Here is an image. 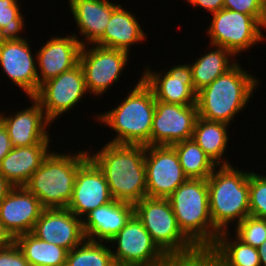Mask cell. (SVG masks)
Returning <instances> with one entry per match:
<instances>
[{
  "label": "cell",
  "mask_w": 266,
  "mask_h": 266,
  "mask_svg": "<svg viewBox=\"0 0 266 266\" xmlns=\"http://www.w3.org/2000/svg\"><path fill=\"white\" fill-rule=\"evenodd\" d=\"M113 200L102 171L88 157L78 168L72 198L67 209L83 219L84 215L86 216L95 208Z\"/></svg>",
  "instance_id": "14"
},
{
  "label": "cell",
  "mask_w": 266,
  "mask_h": 266,
  "mask_svg": "<svg viewBox=\"0 0 266 266\" xmlns=\"http://www.w3.org/2000/svg\"><path fill=\"white\" fill-rule=\"evenodd\" d=\"M0 266H31L24 258L20 248L13 242L9 247L0 249Z\"/></svg>",
  "instance_id": "35"
},
{
  "label": "cell",
  "mask_w": 266,
  "mask_h": 266,
  "mask_svg": "<svg viewBox=\"0 0 266 266\" xmlns=\"http://www.w3.org/2000/svg\"><path fill=\"white\" fill-rule=\"evenodd\" d=\"M249 211L250 216L266 219V175L253 171L249 174Z\"/></svg>",
  "instance_id": "33"
},
{
  "label": "cell",
  "mask_w": 266,
  "mask_h": 266,
  "mask_svg": "<svg viewBox=\"0 0 266 266\" xmlns=\"http://www.w3.org/2000/svg\"><path fill=\"white\" fill-rule=\"evenodd\" d=\"M137 17L119 5L108 21L103 35L94 43L97 46L130 52V47L146 39Z\"/></svg>",
  "instance_id": "24"
},
{
  "label": "cell",
  "mask_w": 266,
  "mask_h": 266,
  "mask_svg": "<svg viewBox=\"0 0 266 266\" xmlns=\"http://www.w3.org/2000/svg\"><path fill=\"white\" fill-rule=\"evenodd\" d=\"M85 76L82 66L61 73L43 83L34 98L41 104L47 119L53 124L86 95Z\"/></svg>",
  "instance_id": "11"
},
{
  "label": "cell",
  "mask_w": 266,
  "mask_h": 266,
  "mask_svg": "<svg viewBox=\"0 0 266 266\" xmlns=\"http://www.w3.org/2000/svg\"><path fill=\"white\" fill-rule=\"evenodd\" d=\"M106 242L85 239L77 247L68 251L65 266H116Z\"/></svg>",
  "instance_id": "30"
},
{
  "label": "cell",
  "mask_w": 266,
  "mask_h": 266,
  "mask_svg": "<svg viewBox=\"0 0 266 266\" xmlns=\"http://www.w3.org/2000/svg\"><path fill=\"white\" fill-rule=\"evenodd\" d=\"M93 46V47H91ZM82 46L79 64L82 66L88 94L101 96L119 81L129 61V53L92 44ZM91 47V48H90Z\"/></svg>",
  "instance_id": "10"
},
{
  "label": "cell",
  "mask_w": 266,
  "mask_h": 266,
  "mask_svg": "<svg viewBox=\"0 0 266 266\" xmlns=\"http://www.w3.org/2000/svg\"><path fill=\"white\" fill-rule=\"evenodd\" d=\"M50 141L26 147H13L0 163L2 174L13 186H24L50 153Z\"/></svg>",
  "instance_id": "23"
},
{
  "label": "cell",
  "mask_w": 266,
  "mask_h": 266,
  "mask_svg": "<svg viewBox=\"0 0 266 266\" xmlns=\"http://www.w3.org/2000/svg\"><path fill=\"white\" fill-rule=\"evenodd\" d=\"M234 228L235 236L254 248H259L266 240V219L247 216Z\"/></svg>",
  "instance_id": "32"
},
{
  "label": "cell",
  "mask_w": 266,
  "mask_h": 266,
  "mask_svg": "<svg viewBox=\"0 0 266 266\" xmlns=\"http://www.w3.org/2000/svg\"><path fill=\"white\" fill-rule=\"evenodd\" d=\"M14 187L15 186H13L2 174H0V202Z\"/></svg>",
  "instance_id": "40"
},
{
  "label": "cell",
  "mask_w": 266,
  "mask_h": 266,
  "mask_svg": "<svg viewBox=\"0 0 266 266\" xmlns=\"http://www.w3.org/2000/svg\"><path fill=\"white\" fill-rule=\"evenodd\" d=\"M239 64L197 92L198 117L230 125L235 116L247 107L260 80Z\"/></svg>",
  "instance_id": "2"
},
{
  "label": "cell",
  "mask_w": 266,
  "mask_h": 266,
  "mask_svg": "<svg viewBox=\"0 0 266 266\" xmlns=\"http://www.w3.org/2000/svg\"><path fill=\"white\" fill-rule=\"evenodd\" d=\"M249 174L228 165L215 168L207 178L210 215L219 232L228 231L233 221L237 225L250 216Z\"/></svg>",
  "instance_id": "6"
},
{
  "label": "cell",
  "mask_w": 266,
  "mask_h": 266,
  "mask_svg": "<svg viewBox=\"0 0 266 266\" xmlns=\"http://www.w3.org/2000/svg\"><path fill=\"white\" fill-rule=\"evenodd\" d=\"M32 233L39 239L68 251L86 239L82 219L67 208L43 209Z\"/></svg>",
  "instance_id": "16"
},
{
  "label": "cell",
  "mask_w": 266,
  "mask_h": 266,
  "mask_svg": "<svg viewBox=\"0 0 266 266\" xmlns=\"http://www.w3.org/2000/svg\"><path fill=\"white\" fill-rule=\"evenodd\" d=\"M31 266H65L68 250L36 237L32 232L14 239Z\"/></svg>",
  "instance_id": "28"
},
{
  "label": "cell",
  "mask_w": 266,
  "mask_h": 266,
  "mask_svg": "<svg viewBox=\"0 0 266 266\" xmlns=\"http://www.w3.org/2000/svg\"><path fill=\"white\" fill-rule=\"evenodd\" d=\"M223 8L253 15L266 27L264 0H223Z\"/></svg>",
  "instance_id": "34"
},
{
  "label": "cell",
  "mask_w": 266,
  "mask_h": 266,
  "mask_svg": "<svg viewBox=\"0 0 266 266\" xmlns=\"http://www.w3.org/2000/svg\"><path fill=\"white\" fill-rule=\"evenodd\" d=\"M155 101L152 88L141 77L118 106L94 118L115 131L109 143L150 146Z\"/></svg>",
  "instance_id": "3"
},
{
  "label": "cell",
  "mask_w": 266,
  "mask_h": 266,
  "mask_svg": "<svg viewBox=\"0 0 266 266\" xmlns=\"http://www.w3.org/2000/svg\"><path fill=\"white\" fill-rule=\"evenodd\" d=\"M212 15L211 25L207 29L210 45L223 47L237 56L265 40L261 29L266 27L253 15L225 8Z\"/></svg>",
  "instance_id": "9"
},
{
  "label": "cell",
  "mask_w": 266,
  "mask_h": 266,
  "mask_svg": "<svg viewBox=\"0 0 266 266\" xmlns=\"http://www.w3.org/2000/svg\"><path fill=\"white\" fill-rule=\"evenodd\" d=\"M71 154L50 151L24 185L44 209L67 208L72 198L78 168L89 154L87 150Z\"/></svg>",
  "instance_id": "5"
},
{
  "label": "cell",
  "mask_w": 266,
  "mask_h": 266,
  "mask_svg": "<svg viewBox=\"0 0 266 266\" xmlns=\"http://www.w3.org/2000/svg\"><path fill=\"white\" fill-rule=\"evenodd\" d=\"M13 146L9 138L7 129L0 120V163L3 158L12 150Z\"/></svg>",
  "instance_id": "38"
},
{
  "label": "cell",
  "mask_w": 266,
  "mask_h": 266,
  "mask_svg": "<svg viewBox=\"0 0 266 266\" xmlns=\"http://www.w3.org/2000/svg\"><path fill=\"white\" fill-rule=\"evenodd\" d=\"M82 45L76 33L53 36L37 52L38 90L46 81L73 69L79 64Z\"/></svg>",
  "instance_id": "19"
},
{
  "label": "cell",
  "mask_w": 266,
  "mask_h": 266,
  "mask_svg": "<svg viewBox=\"0 0 266 266\" xmlns=\"http://www.w3.org/2000/svg\"><path fill=\"white\" fill-rule=\"evenodd\" d=\"M44 208L24 186L14 187L0 202V220L13 239L33 231Z\"/></svg>",
  "instance_id": "18"
},
{
  "label": "cell",
  "mask_w": 266,
  "mask_h": 266,
  "mask_svg": "<svg viewBox=\"0 0 266 266\" xmlns=\"http://www.w3.org/2000/svg\"><path fill=\"white\" fill-rule=\"evenodd\" d=\"M32 55L26 38L4 41L0 45V66L4 74L25 92L28 99L38 92L37 55Z\"/></svg>",
  "instance_id": "15"
},
{
  "label": "cell",
  "mask_w": 266,
  "mask_h": 266,
  "mask_svg": "<svg viewBox=\"0 0 266 266\" xmlns=\"http://www.w3.org/2000/svg\"><path fill=\"white\" fill-rule=\"evenodd\" d=\"M133 214V204L116 200L95 208L82 219L85 238L107 243L126 225Z\"/></svg>",
  "instance_id": "21"
},
{
  "label": "cell",
  "mask_w": 266,
  "mask_h": 266,
  "mask_svg": "<svg viewBox=\"0 0 266 266\" xmlns=\"http://www.w3.org/2000/svg\"><path fill=\"white\" fill-rule=\"evenodd\" d=\"M171 146L175 149L187 178L207 179L217 168L193 139L180 141Z\"/></svg>",
  "instance_id": "29"
},
{
  "label": "cell",
  "mask_w": 266,
  "mask_h": 266,
  "mask_svg": "<svg viewBox=\"0 0 266 266\" xmlns=\"http://www.w3.org/2000/svg\"><path fill=\"white\" fill-rule=\"evenodd\" d=\"M229 230L218 234L214 246L206 253L218 266H261L257 248L243 243ZM230 240V241H229Z\"/></svg>",
  "instance_id": "26"
},
{
  "label": "cell",
  "mask_w": 266,
  "mask_h": 266,
  "mask_svg": "<svg viewBox=\"0 0 266 266\" xmlns=\"http://www.w3.org/2000/svg\"><path fill=\"white\" fill-rule=\"evenodd\" d=\"M168 200L182 233L202 253H207L220 233L210 215L207 179L188 178Z\"/></svg>",
  "instance_id": "4"
},
{
  "label": "cell",
  "mask_w": 266,
  "mask_h": 266,
  "mask_svg": "<svg viewBox=\"0 0 266 266\" xmlns=\"http://www.w3.org/2000/svg\"><path fill=\"white\" fill-rule=\"evenodd\" d=\"M133 206L136 217L171 260H189L203 254L182 233L168 198L144 197Z\"/></svg>",
  "instance_id": "7"
},
{
  "label": "cell",
  "mask_w": 266,
  "mask_h": 266,
  "mask_svg": "<svg viewBox=\"0 0 266 266\" xmlns=\"http://www.w3.org/2000/svg\"><path fill=\"white\" fill-rule=\"evenodd\" d=\"M168 266H218L206 253L189 260H172Z\"/></svg>",
  "instance_id": "36"
},
{
  "label": "cell",
  "mask_w": 266,
  "mask_h": 266,
  "mask_svg": "<svg viewBox=\"0 0 266 266\" xmlns=\"http://www.w3.org/2000/svg\"><path fill=\"white\" fill-rule=\"evenodd\" d=\"M186 1V0H185ZM192 7L204 8L208 12L215 13L223 9V0H187Z\"/></svg>",
  "instance_id": "37"
},
{
  "label": "cell",
  "mask_w": 266,
  "mask_h": 266,
  "mask_svg": "<svg viewBox=\"0 0 266 266\" xmlns=\"http://www.w3.org/2000/svg\"><path fill=\"white\" fill-rule=\"evenodd\" d=\"M14 242L12 236L6 231L0 220V249L9 247Z\"/></svg>",
  "instance_id": "39"
},
{
  "label": "cell",
  "mask_w": 266,
  "mask_h": 266,
  "mask_svg": "<svg viewBox=\"0 0 266 266\" xmlns=\"http://www.w3.org/2000/svg\"><path fill=\"white\" fill-rule=\"evenodd\" d=\"M19 7L20 4L13 0H0V29L4 41L26 38L21 36L25 19Z\"/></svg>",
  "instance_id": "31"
},
{
  "label": "cell",
  "mask_w": 266,
  "mask_h": 266,
  "mask_svg": "<svg viewBox=\"0 0 266 266\" xmlns=\"http://www.w3.org/2000/svg\"><path fill=\"white\" fill-rule=\"evenodd\" d=\"M116 266H168L172 260L157 246L135 214L107 244Z\"/></svg>",
  "instance_id": "8"
},
{
  "label": "cell",
  "mask_w": 266,
  "mask_h": 266,
  "mask_svg": "<svg viewBox=\"0 0 266 266\" xmlns=\"http://www.w3.org/2000/svg\"><path fill=\"white\" fill-rule=\"evenodd\" d=\"M228 126L229 124L201 117L197 118L194 126L192 139L218 167L231 165L229 160L224 158L230 138Z\"/></svg>",
  "instance_id": "25"
},
{
  "label": "cell",
  "mask_w": 266,
  "mask_h": 266,
  "mask_svg": "<svg viewBox=\"0 0 266 266\" xmlns=\"http://www.w3.org/2000/svg\"><path fill=\"white\" fill-rule=\"evenodd\" d=\"M4 42V40L2 39V35H1V29H0V45Z\"/></svg>",
  "instance_id": "42"
},
{
  "label": "cell",
  "mask_w": 266,
  "mask_h": 266,
  "mask_svg": "<svg viewBox=\"0 0 266 266\" xmlns=\"http://www.w3.org/2000/svg\"><path fill=\"white\" fill-rule=\"evenodd\" d=\"M211 47L215 50L211 49L209 53L201 55L197 60L189 64L196 93L211 84L219 76L228 72L238 63L235 59H232L235 55L229 50L216 45H211Z\"/></svg>",
  "instance_id": "27"
},
{
  "label": "cell",
  "mask_w": 266,
  "mask_h": 266,
  "mask_svg": "<svg viewBox=\"0 0 266 266\" xmlns=\"http://www.w3.org/2000/svg\"><path fill=\"white\" fill-rule=\"evenodd\" d=\"M88 157L102 171L114 200L136 204L147 197L145 146L106 143Z\"/></svg>",
  "instance_id": "1"
},
{
  "label": "cell",
  "mask_w": 266,
  "mask_h": 266,
  "mask_svg": "<svg viewBox=\"0 0 266 266\" xmlns=\"http://www.w3.org/2000/svg\"><path fill=\"white\" fill-rule=\"evenodd\" d=\"M145 167L147 197L168 198L188 179L169 145L145 146Z\"/></svg>",
  "instance_id": "12"
},
{
  "label": "cell",
  "mask_w": 266,
  "mask_h": 266,
  "mask_svg": "<svg viewBox=\"0 0 266 266\" xmlns=\"http://www.w3.org/2000/svg\"><path fill=\"white\" fill-rule=\"evenodd\" d=\"M259 259H260V265L266 266V240L261 244L259 248H257Z\"/></svg>",
  "instance_id": "41"
},
{
  "label": "cell",
  "mask_w": 266,
  "mask_h": 266,
  "mask_svg": "<svg viewBox=\"0 0 266 266\" xmlns=\"http://www.w3.org/2000/svg\"><path fill=\"white\" fill-rule=\"evenodd\" d=\"M145 67L141 76L152 88L155 99L178 105H196V92L189 64L171 66L164 74ZM162 74V75H161Z\"/></svg>",
  "instance_id": "17"
},
{
  "label": "cell",
  "mask_w": 266,
  "mask_h": 266,
  "mask_svg": "<svg viewBox=\"0 0 266 266\" xmlns=\"http://www.w3.org/2000/svg\"><path fill=\"white\" fill-rule=\"evenodd\" d=\"M265 15H266V0H264Z\"/></svg>",
  "instance_id": "43"
},
{
  "label": "cell",
  "mask_w": 266,
  "mask_h": 266,
  "mask_svg": "<svg viewBox=\"0 0 266 266\" xmlns=\"http://www.w3.org/2000/svg\"><path fill=\"white\" fill-rule=\"evenodd\" d=\"M69 8L76 22L82 46L94 44L104 33L112 12L120 5L109 0H69ZM88 42V43H87Z\"/></svg>",
  "instance_id": "22"
},
{
  "label": "cell",
  "mask_w": 266,
  "mask_h": 266,
  "mask_svg": "<svg viewBox=\"0 0 266 266\" xmlns=\"http://www.w3.org/2000/svg\"><path fill=\"white\" fill-rule=\"evenodd\" d=\"M198 118L196 105H178L155 101L150 145H173L192 139Z\"/></svg>",
  "instance_id": "13"
},
{
  "label": "cell",
  "mask_w": 266,
  "mask_h": 266,
  "mask_svg": "<svg viewBox=\"0 0 266 266\" xmlns=\"http://www.w3.org/2000/svg\"><path fill=\"white\" fill-rule=\"evenodd\" d=\"M29 101L32 102V106L15 114L5 116L3 112L0 113V120L7 129L13 147H26L41 141H51L47 127L52 123L34 97H30Z\"/></svg>",
  "instance_id": "20"
}]
</instances>
